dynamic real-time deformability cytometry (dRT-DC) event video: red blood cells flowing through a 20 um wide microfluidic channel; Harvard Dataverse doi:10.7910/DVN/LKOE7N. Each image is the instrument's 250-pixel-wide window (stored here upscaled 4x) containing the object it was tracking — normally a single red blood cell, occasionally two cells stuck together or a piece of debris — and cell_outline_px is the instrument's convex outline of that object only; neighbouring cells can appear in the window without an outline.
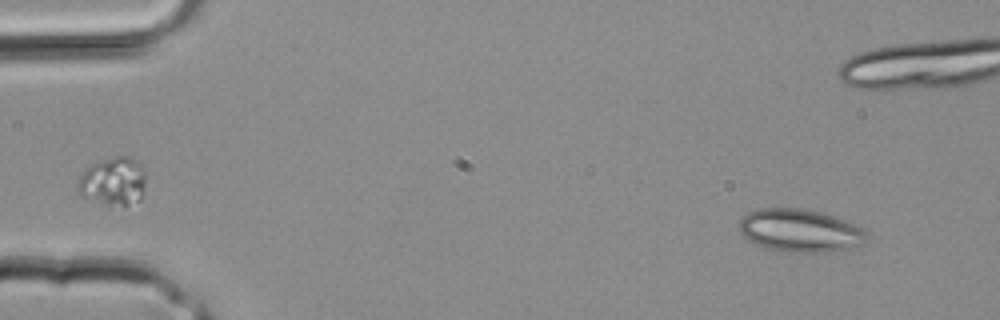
{"species": "common noctule bat (a hibernating species)", "species_latin": "Nyctalus noctula", "temperature_condition": "room temperature", "stored_images_in_passage": 2, "segment_of_instrument_passage": [2, 2], "camera_frame_rate_fps": 3000, "um_per_image_px": 0.085, "animal": {"sex": "male", "body_mass_g": 20.4}, "frame": {"image": 1, "passage_image": 2, "time_ms": 0.333, "image_size_px": [1000, 320], "cell_outline_px": [[868, 236], [864, 244], [848, 248], [824, 252], [788, 252], [764, 248], [748, 240], [740, 232], [740, 220], [748, 212], [756, 208], [800, 208], [820, 212], [844, 220], [864, 228], [868, 232]], "centroid_in_image_um": [68.01, 19.6], "position_along_channel_um": 17.0, "area_um2": 31.91}}